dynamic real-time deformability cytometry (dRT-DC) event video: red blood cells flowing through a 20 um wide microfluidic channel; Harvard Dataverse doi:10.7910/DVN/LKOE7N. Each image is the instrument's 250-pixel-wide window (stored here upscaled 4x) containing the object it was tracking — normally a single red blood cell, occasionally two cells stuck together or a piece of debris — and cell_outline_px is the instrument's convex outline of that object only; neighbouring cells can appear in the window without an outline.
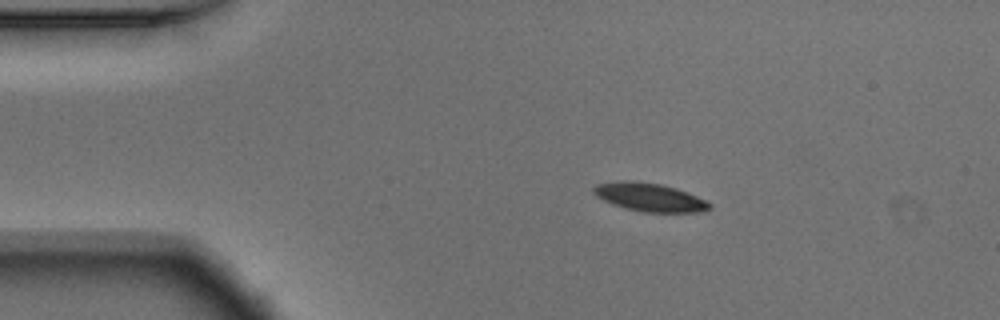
{"species": "Egyptian fruit bat (a non-hibernating species)", "species_latin": "Rousettus aegyptiacus", "temperature_condition": "warm", "stored_images_in_passage": 45, "camera_frame_rate_fps": 3000, "um_per_image_px": 0.085, "animal": {"sex": "male"}, "frame": {"image": 1, "passage_image": 1, "time_ms": 0.0, "image_size_px": [1000, 320], "cell_outline_px": [[712, 208], [704, 212], [644, 212], [624, 208], [612, 204], [596, 196], [592, 192], [592, 188], [596, 184], [620, 180], [632, 180], [660, 184], [676, 188], [696, 196], [712, 204]], "centroid_in_image_um": [55.19, 16.76], "position_along_channel_um": 29.8, "area_um2": 19.25}}
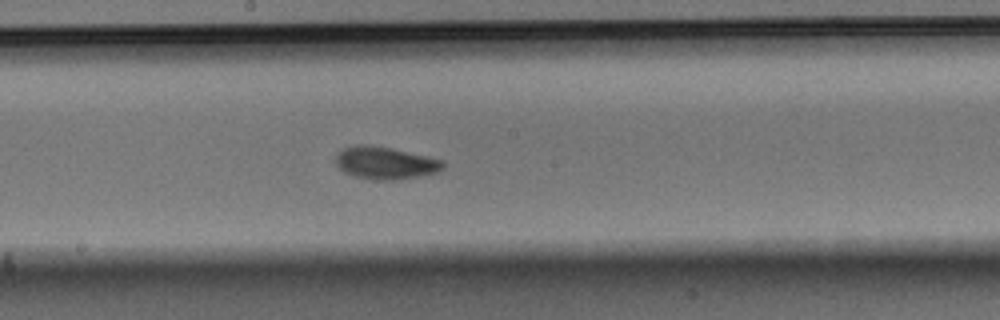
{"frame": {"image": 2, "passage_image": 20, "time_ms": 6.333, "image_size_px": [1000, 320], "cell_outline_px": [[444, 168], [440, 172], [400, 180], [376, 180], [352, 176], [344, 172], [336, 164], [336, 152], [344, 148], [356, 144], [368, 144], [392, 148], [444, 160]], "centroid_in_image_um": [32.76, 13.85], "position_along_channel_um": 215.4, "area_um2": 20.63}}
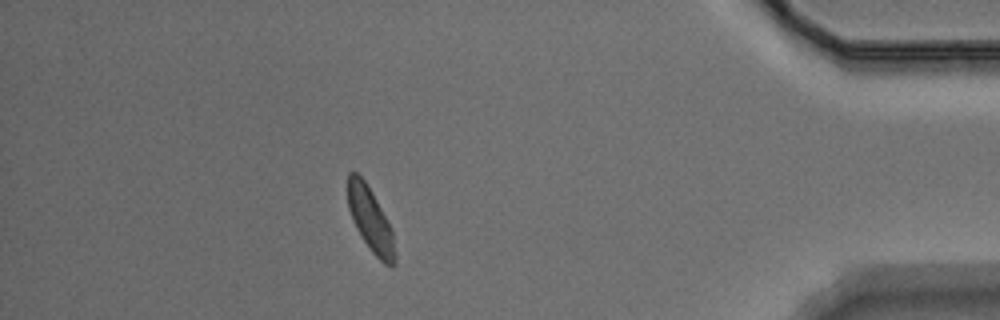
{"frame": {"image": 3, "passage_image": 39, "time_ms": 12.667, "image_size_px": [1000, 320], "cell_outline_px": [[396, 264], [392, 268], [384, 264], [372, 252], [356, 228], [352, 220], [348, 208], [348, 172], [356, 172], [364, 180], [388, 220], [392, 228], [396, 252]], "centroid_in_image_um": [31.52, 18.73], "position_along_channel_um": 403.7, "area_um2": 17.63}, "authors_computed_cell_mechanics": {"area_um2": 19.1318, "velocity_mm_per_s": 3.7105, "shape_relaxation_time_tau1_ms": 3.0042, "shape_relaxation_time_tau2_ms": 4.3915, "deformation_change_tau1": 0.1093, "deformation_change_tau2": 0.0935}}